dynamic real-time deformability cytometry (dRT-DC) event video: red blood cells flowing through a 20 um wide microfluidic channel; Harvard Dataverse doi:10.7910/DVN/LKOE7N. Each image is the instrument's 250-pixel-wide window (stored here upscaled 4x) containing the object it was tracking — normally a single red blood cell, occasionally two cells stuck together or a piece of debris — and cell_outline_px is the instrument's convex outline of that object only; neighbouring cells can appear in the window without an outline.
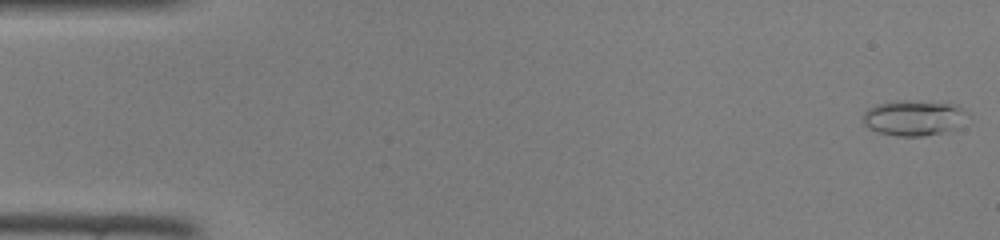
{"species": "common noctule bat (a hibernating species)", "species_latin": "Nyctalus noctula", "temperature_condition": "room temperature", "stored_images_in_passage": 46, "camera_frame_rate_fps": 3000, "um_per_image_px": 0.085, "animal": {"sex": "female", "body_mass_g": 22.0, "forearm_length_mm": 56.7}, "frame": {"image": 1, "passage_image": 1, "time_ms": 0.0, "image_size_px": [1000, 240], "cell_outline_px": [[960, 112], [956, 128], [924, 136], [896, 136], [880, 132], [868, 128], [864, 124], [864, 112], [868, 108], [876, 104], [896, 100], [912, 100], [956, 104], [960, 108]], "centroid_in_image_um": [77.51, 10.0], "position_along_channel_um": 7.5, "area_um2": 20.81}}
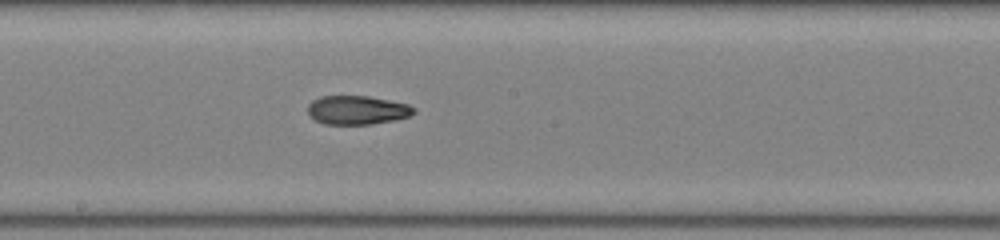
{"frame": {"image": 2, "passage_image": 25, "time_ms": 8.0, "image_size_px": [1000, 240], "cell_outline_px": [[416, 112], [408, 116], [396, 120], [372, 124], [324, 124], [316, 120], [308, 112], [308, 104], [312, 100], [320, 96], [368, 96], [408, 104], [416, 108]], "centroid_in_image_um": [30.37, 9.35], "position_along_channel_um": 217.8, "area_um2": 17.8}}
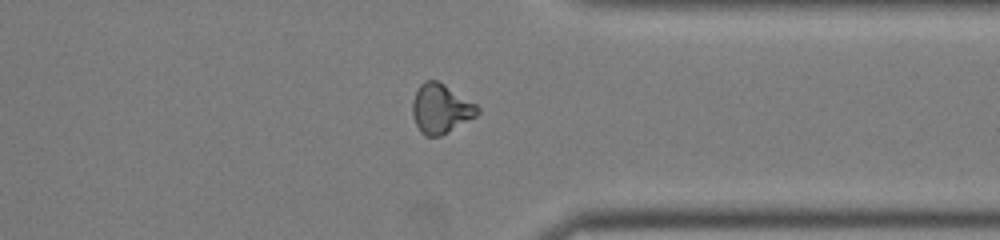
{"frame": {"image": 3, "passage_image": 36, "time_ms": 11.667, "image_size_px": [1000, 240], "cell_outline_px": [[480, 112], [476, 116], [440, 136], [424, 136], [420, 132], [412, 116], [412, 100], [420, 84], [424, 80], [436, 80], [444, 84], [476, 104], [480, 108]], "centroid_in_image_um": [37.44, 9.24], "position_along_channel_um": 374.0, "area_um2": 18.67}}